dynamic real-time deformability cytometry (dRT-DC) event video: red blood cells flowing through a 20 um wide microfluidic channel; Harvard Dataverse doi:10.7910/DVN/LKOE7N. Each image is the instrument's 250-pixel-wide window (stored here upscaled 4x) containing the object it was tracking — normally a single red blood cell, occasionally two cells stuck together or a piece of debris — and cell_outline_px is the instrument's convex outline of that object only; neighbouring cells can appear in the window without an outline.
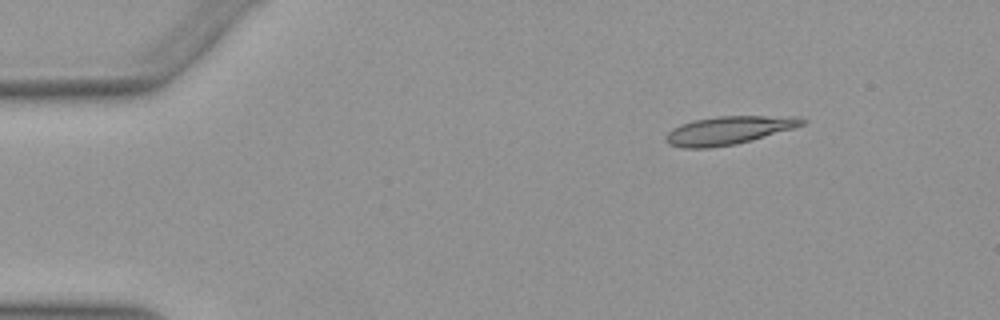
{"species": "Egyptian fruit bat (a non-hibernating species)", "species_latin": "Rousettus aegyptiacus", "temperature_condition": "warm", "stored_images_in_passage": 45, "camera_frame_rate_fps": 3000, "um_per_image_px": 0.085, "animal": {"sex": "female"}, "frame": {"image": 1, "passage_image": 1, "time_ms": 0.0, "image_size_px": [1000, 320], "cell_outline_px": [[808, 120], [804, 124], [792, 128], [752, 140], [736, 144], [708, 148], [684, 148], [668, 144], [664, 140], [664, 136], [672, 128], [680, 124], [692, 120], [716, 116], [800, 116]], "centroid_in_image_um": [61.9, 11.07], "position_along_channel_um": 23.1, "area_um2": 22.6}}
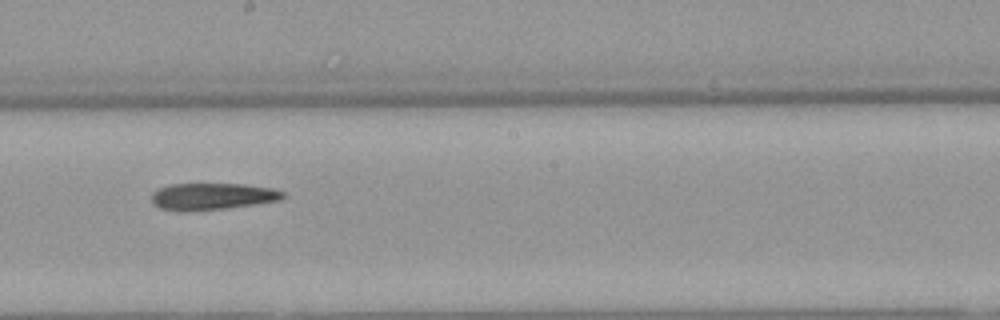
{"frame": {"image": 2, "passage_image": 23, "time_ms": 7.333, "image_size_px": [1000, 320], "cell_outline_px": [[288, 196], [280, 200], [256, 204], [192, 212], [180, 212], [160, 208], [152, 204], [152, 192], [160, 188], [172, 184], [244, 184], [272, 188], [284, 192]], "centroid_in_image_um": [18.04, 16.71], "position_along_channel_um": 230.2, "area_um2": 20.75}}
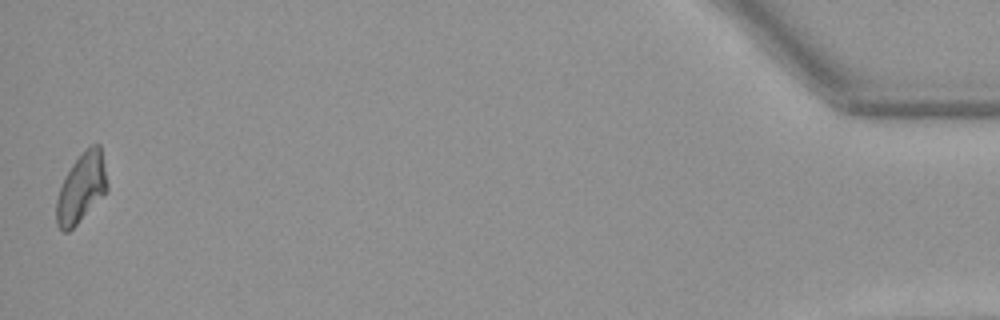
{"frame": {"image": 3, "passage_image": 45, "time_ms": 14.667, "image_size_px": [1000, 320], "cell_outline_px": [[108, 188], [76, 224], [68, 232], [64, 232], [56, 224], [56, 200], [60, 188], [72, 164], [92, 144], [100, 144], [108, 184]], "centroid_in_image_um": [6.9, 15.98], "position_along_channel_um": 428.3, "area_um2": 19.77}}